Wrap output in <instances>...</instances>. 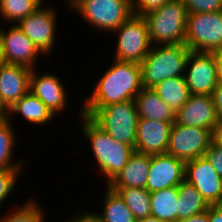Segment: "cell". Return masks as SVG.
Wrapping results in <instances>:
<instances>
[{"label":"cell","instance_id":"obj_5","mask_svg":"<svg viewBox=\"0 0 222 222\" xmlns=\"http://www.w3.org/2000/svg\"><path fill=\"white\" fill-rule=\"evenodd\" d=\"M69 9L80 14L98 33L118 29L134 13L131 0H65Z\"/></svg>","mask_w":222,"mask_h":222},{"label":"cell","instance_id":"obj_31","mask_svg":"<svg viewBox=\"0 0 222 222\" xmlns=\"http://www.w3.org/2000/svg\"><path fill=\"white\" fill-rule=\"evenodd\" d=\"M188 14L209 13L222 10V0H182Z\"/></svg>","mask_w":222,"mask_h":222},{"label":"cell","instance_id":"obj_7","mask_svg":"<svg viewBox=\"0 0 222 222\" xmlns=\"http://www.w3.org/2000/svg\"><path fill=\"white\" fill-rule=\"evenodd\" d=\"M112 33L118 38L113 55L118 61L141 64L153 46L143 16L133 14Z\"/></svg>","mask_w":222,"mask_h":222},{"label":"cell","instance_id":"obj_37","mask_svg":"<svg viewBox=\"0 0 222 222\" xmlns=\"http://www.w3.org/2000/svg\"><path fill=\"white\" fill-rule=\"evenodd\" d=\"M212 135V143L222 147V120H218L214 125Z\"/></svg>","mask_w":222,"mask_h":222},{"label":"cell","instance_id":"obj_21","mask_svg":"<svg viewBox=\"0 0 222 222\" xmlns=\"http://www.w3.org/2000/svg\"><path fill=\"white\" fill-rule=\"evenodd\" d=\"M17 114L23 116L24 121L34 124V127L43 126V124L53 122V119H56V116L46 105L31 92L24 95L10 108L9 120L12 121Z\"/></svg>","mask_w":222,"mask_h":222},{"label":"cell","instance_id":"obj_40","mask_svg":"<svg viewBox=\"0 0 222 222\" xmlns=\"http://www.w3.org/2000/svg\"><path fill=\"white\" fill-rule=\"evenodd\" d=\"M10 108L6 105L0 95V122L8 120L10 117Z\"/></svg>","mask_w":222,"mask_h":222},{"label":"cell","instance_id":"obj_26","mask_svg":"<svg viewBox=\"0 0 222 222\" xmlns=\"http://www.w3.org/2000/svg\"><path fill=\"white\" fill-rule=\"evenodd\" d=\"M151 216L168 222L177 221V187H169L150 193Z\"/></svg>","mask_w":222,"mask_h":222},{"label":"cell","instance_id":"obj_20","mask_svg":"<svg viewBox=\"0 0 222 222\" xmlns=\"http://www.w3.org/2000/svg\"><path fill=\"white\" fill-rule=\"evenodd\" d=\"M138 117L174 122L175 113L152 88H143L134 98Z\"/></svg>","mask_w":222,"mask_h":222},{"label":"cell","instance_id":"obj_24","mask_svg":"<svg viewBox=\"0 0 222 222\" xmlns=\"http://www.w3.org/2000/svg\"><path fill=\"white\" fill-rule=\"evenodd\" d=\"M105 195L102 200V211L98 209L97 214L104 222H137V219L127 207L119 194L105 185ZM100 212V213H99Z\"/></svg>","mask_w":222,"mask_h":222},{"label":"cell","instance_id":"obj_4","mask_svg":"<svg viewBox=\"0 0 222 222\" xmlns=\"http://www.w3.org/2000/svg\"><path fill=\"white\" fill-rule=\"evenodd\" d=\"M190 49L185 44L153 45L141 65L144 88H153L161 81L184 76Z\"/></svg>","mask_w":222,"mask_h":222},{"label":"cell","instance_id":"obj_43","mask_svg":"<svg viewBox=\"0 0 222 222\" xmlns=\"http://www.w3.org/2000/svg\"><path fill=\"white\" fill-rule=\"evenodd\" d=\"M40 6L45 5L44 0H35Z\"/></svg>","mask_w":222,"mask_h":222},{"label":"cell","instance_id":"obj_8","mask_svg":"<svg viewBox=\"0 0 222 222\" xmlns=\"http://www.w3.org/2000/svg\"><path fill=\"white\" fill-rule=\"evenodd\" d=\"M185 45L198 52L222 50V10L188 14Z\"/></svg>","mask_w":222,"mask_h":222},{"label":"cell","instance_id":"obj_16","mask_svg":"<svg viewBox=\"0 0 222 222\" xmlns=\"http://www.w3.org/2000/svg\"><path fill=\"white\" fill-rule=\"evenodd\" d=\"M218 117L211 95H193L175 113V122L189 127L213 131Z\"/></svg>","mask_w":222,"mask_h":222},{"label":"cell","instance_id":"obj_2","mask_svg":"<svg viewBox=\"0 0 222 222\" xmlns=\"http://www.w3.org/2000/svg\"><path fill=\"white\" fill-rule=\"evenodd\" d=\"M78 111L77 116L82 123L80 126L82 135L89 141L95 164L107 185L125 167L134 148L113 139L89 116L82 114L81 108Z\"/></svg>","mask_w":222,"mask_h":222},{"label":"cell","instance_id":"obj_34","mask_svg":"<svg viewBox=\"0 0 222 222\" xmlns=\"http://www.w3.org/2000/svg\"><path fill=\"white\" fill-rule=\"evenodd\" d=\"M64 222H104V221L97 214L96 210H93V211L92 210H88V211L82 210L79 213L77 212V216L72 215V216H70V218L66 219Z\"/></svg>","mask_w":222,"mask_h":222},{"label":"cell","instance_id":"obj_19","mask_svg":"<svg viewBox=\"0 0 222 222\" xmlns=\"http://www.w3.org/2000/svg\"><path fill=\"white\" fill-rule=\"evenodd\" d=\"M151 154L134 151L125 167L107 185L110 188H146Z\"/></svg>","mask_w":222,"mask_h":222},{"label":"cell","instance_id":"obj_18","mask_svg":"<svg viewBox=\"0 0 222 222\" xmlns=\"http://www.w3.org/2000/svg\"><path fill=\"white\" fill-rule=\"evenodd\" d=\"M31 72L30 68L13 64L0 70V95L9 108L29 92Z\"/></svg>","mask_w":222,"mask_h":222},{"label":"cell","instance_id":"obj_22","mask_svg":"<svg viewBox=\"0 0 222 222\" xmlns=\"http://www.w3.org/2000/svg\"><path fill=\"white\" fill-rule=\"evenodd\" d=\"M152 89L174 113H176L191 96L184 76L165 79Z\"/></svg>","mask_w":222,"mask_h":222},{"label":"cell","instance_id":"obj_35","mask_svg":"<svg viewBox=\"0 0 222 222\" xmlns=\"http://www.w3.org/2000/svg\"><path fill=\"white\" fill-rule=\"evenodd\" d=\"M211 96L216 108L218 120H222V85L218 84Z\"/></svg>","mask_w":222,"mask_h":222},{"label":"cell","instance_id":"obj_15","mask_svg":"<svg viewBox=\"0 0 222 222\" xmlns=\"http://www.w3.org/2000/svg\"><path fill=\"white\" fill-rule=\"evenodd\" d=\"M186 162L167 153L151 155L146 189L152 193L185 181Z\"/></svg>","mask_w":222,"mask_h":222},{"label":"cell","instance_id":"obj_10","mask_svg":"<svg viewBox=\"0 0 222 222\" xmlns=\"http://www.w3.org/2000/svg\"><path fill=\"white\" fill-rule=\"evenodd\" d=\"M56 11L52 6L42 5L17 24L44 56L54 52L58 25Z\"/></svg>","mask_w":222,"mask_h":222},{"label":"cell","instance_id":"obj_41","mask_svg":"<svg viewBox=\"0 0 222 222\" xmlns=\"http://www.w3.org/2000/svg\"><path fill=\"white\" fill-rule=\"evenodd\" d=\"M137 222H168V221L161 220V219H158V218L153 217V216H149V217H146V218L138 219Z\"/></svg>","mask_w":222,"mask_h":222},{"label":"cell","instance_id":"obj_9","mask_svg":"<svg viewBox=\"0 0 222 222\" xmlns=\"http://www.w3.org/2000/svg\"><path fill=\"white\" fill-rule=\"evenodd\" d=\"M212 142L211 131L172 123L167 154L185 162L204 156Z\"/></svg>","mask_w":222,"mask_h":222},{"label":"cell","instance_id":"obj_29","mask_svg":"<svg viewBox=\"0 0 222 222\" xmlns=\"http://www.w3.org/2000/svg\"><path fill=\"white\" fill-rule=\"evenodd\" d=\"M34 200V198L27 199V202L22 203L20 207L17 204V208L12 207L7 214H0V222H45L44 208H41V204H37V200Z\"/></svg>","mask_w":222,"mask_h":222},{"label":"cell","instance_id":"obj_39","mask_svg":"<svg viewBox=\"0 0 222 222\" xmlns=\"http://www.w3.org/2000/svg\"><path fill=\"white\" fill-rule=\"evenodd\" d=\"M176 222H209V220H208V209L204 212L195 214V215L190 216L188 218L178 220Z\"/></svg>","mask_w":222,"mask_h":222},{"label":"cell","instance_id":"obj_27","mask_svg":"<svg viewBox=\"0 0 222 222\" xmlns=\"http://www.w3.org/2000/svg\"><path fill=\"white\" fill-rule=\"evenodd\" d=\"M123 199L135 218L151 216V195L146 188H111Z\"/></svg>","mask_w":222,"mask_h":222},{"label":"cell","instance_id":"obj_14","mask_svg":"<svg viewBox=\"0 0 222 222\" xmlns=\"http://www.w3.org/2000/svg\"><path fill=\"white\" fill-rule=\"evenodd\" d=\"M38 71L39 69L35 68L31 72L29 92L38 97L57 117L69 106L68 90L66 91L67 88L58 75L49 72L39 74Z\"/></svg>","mask_w":222,"mask_h":222},{"label":"cell","instance_id":"obj_28","mask_svg":"<svg viewBox=\"0 0 222 222\" xmlns=\"http://www.w3.org/2000/svg\"><path fill=\"white\" fill-rule=\"evenodd\" d=\"M40 5L35 0H0V18L5 24H18Z\"/></svg>","mask_w":222,"mask_h":222},{"label":"cell","instance_id":"obj_33","mask_svg":"<svg viewBox=\"0 0 222 222\" xmlns=\"http://www.w3.org/2000/svg\"><path fill=\"white\" fill-rule=\"evenodd\" d=\"M204 156L212 165L216 173L222 177V147L211 142Z\"/></svg>","mask_w":222,"mask_h":222},{"label":"cell","instance_id":"obj_6","mask_svg":"<svg viewBox=\"0 0 222 222\" xmlns=\"http://www.w3.org/2000/svg\"><path fill=\"white\" fill-rule=\"evenodd\" d=\"M188 11L182 0H170L143 15L152 45L185 44Z\"/></svg>","mask_w":222,"mask_h":222},{"label":"cell","instance_id":"obj_17","mask_svg":"<svg viewBox=\"0 0 222 222\" xmlns=\"http://www.w3.org/2000/svg\"><path fill=\"white\" fill-rule=\"evenodd\" d=\"M172 123L138 118L134 151L151 155L167 153Z\"/></svg>","mask_w":222,"mask_h":222},{"label":"cell","instance_id":"obj_25","mask_svg":"<svg viewBox=\"0 0 222 222\" xmlns=\"http://www.w3.org/2000/svg\"><path fill=\"white\" fill-rule=\"evenodd\" d=\"M12 123L14 124V122L9 119L0 122V170L25 168L24 160H17L14 156V152H16L15 148L17 146L16 142L18 141L16 139L18 138L16 137V129H14Z\"/></svg>","mask_w":222,"mask_h":222},{"label":"cell","instance_id":"obj_11","mask_svg":"<svg viewBox=\"0 0 222 222\" xmlns=\"http://www.w3.org/2000/svg\"><path fill=\"white\" fill-rule=\"evenodd\" d=\"M0 26V44L7 64L21 65L31 70L37 68L38 56L44 55L35 44L23 33L17 24H11L5 30Z\"/></svg>","mask_w":222,"mask_h":222},{"label":"cell","instance_id":"obj_30","mask_svg":"<svg viewBox=\"0 0 222 222\" xmlns=\"http://www.w3.org/2000/svg\"><path fill=\"white\" fill-rule=\"evenodd\" d=\"M24 169H3L0 170V206L9 198L19 181ZM17 181V182H16ZM1 210V209H0Z\"/></svg>","mask_w":222,"mask_h":222},{"label":"cell","instance_id":"obj_32","mask_svg":"<svg viewBox=\"0 0 222 222\" xmlns=\"http://www.w3.org/2000/svg\"><path fill=\"white\" fill-rule=\"evenodd\" d=\"M134 15L143 16L151 11L159 9L170 0H131Z\"/></svg>","mask_w":222,"mask_h":222},{"label":"cell","instance_id":"obj_1","mask_svg":"<svg viewBox=\"0 0 222 222\" xmlns=\"http://www.w3.org/2000/svg\"><path fill=\"white\" fill-rule=\"evenodd\" d=\"M112 62L96 82L92 92L85 97L82 107H104L134 100L144 88L140 64L115 59Z\"/></svg>","mask_w":222,"mask_h":222},{"label":"cell","instance_id":"obj_3","mask_svg":"<svg viewBox=\"0 0 222 222\" xmlns=\"http://www.w3.org/2000/svg\"><path fill=\"white\" fill-rule=\"evenodd\" d=\"M81 113L89 116L113 139L135 148L138 113L134 100L104 107H80Z\"/></svg>","mask_w":222,"mask_h":222},{"label":"cell","instance_id":"obj_13","mask_svg":"<svg viewBox=\"0 0 222 222\" xmlns=\"http://www.w3.org/2000/svg\"><path fill=\"white\" fill-rule=\"evenodd\" d=\"M185 181L193 185L209 205H222V177L205 156L186 162Z\"/></svg>","mask_w":222,"mask_h":222},{"label":"cell","instance_id":"obj_42","mask_svg":"<svg viewBox=\"0 0 222 222\" xmlns=\"http://www.w3.org/2000/svg\"><path fill=\"white\" fill-rule=\"evenodd\" d=\"M6 61H5V57H4V53L2 51V47L0 44V70L6 65Z\"/></svg>","mask_w":222,"mask_h":222},{"label":"cell","instance_id":"obj_36","mask_svg":"<svg viewBox=\"0 0 222 222\" xmlns=\"http://www.w3.org/2000/svg\"><path fill=\"white\" fill-rule=\"evenodd\" d=\"M209 222H222V205H210L208 208Z\"/></svg>","mask_w":222,"mask_h":222},{"label":"cell","instance_id":"obj_38","mask_svg":"<svg viewBox=\"0 0 222 222\" xmlns=\"http://www.w3.org/2000/svg\"><path fill=\"white\" fill-rule=\"evenodd\" d=\"M213 55L215 57L216 62L217 84L222 85V50L214 51Z\"/></svg>","mask_w":222,"mask_h":222},{"label":"cell","instance_id":"obj_12","mask_svg":"<svg viewBox=\"0 0 222 222\" xmlns=\"http://www.w3.org/2000/svg\"><path fill=\"white\" fill-rule=\"evenodd\" d=\"M184 77L191 94L212 95L218 85L213 52L190 51Z\"/></svg>","mask_w":222,"mask_h":222},{"label":"cell","instance_id":"obj_23","mask_svg":"<svg viewBox=\"0 0 222 222\" xmlns=\"http://www.w3.org/2000/svg\"><path fill=\"white\" fill-rule=\"evenodd\" d=\"M177 191V221L204 212L210 206L199 191L186 181L177 187Z\"/></svg>","mask_w":222,"mask_h":222}]
</instances>
